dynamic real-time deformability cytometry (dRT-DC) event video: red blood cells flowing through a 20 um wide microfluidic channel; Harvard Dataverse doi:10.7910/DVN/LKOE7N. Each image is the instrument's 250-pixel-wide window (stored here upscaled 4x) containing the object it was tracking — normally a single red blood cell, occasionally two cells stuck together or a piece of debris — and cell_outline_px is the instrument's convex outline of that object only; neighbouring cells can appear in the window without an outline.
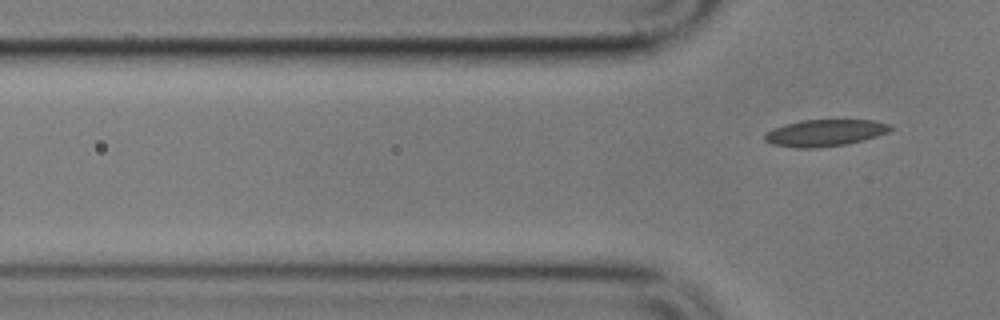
{"species": "common noctule bat (a hibernating species)", "species_latin": "Nyctalus noctula", "temperature_condition": "cold", "stored_images_in_passage": 6, "camera_frame_rate_fps": 3000, "um_per_image_px": 0.085, "animal": {"sex": "male", "body_mass_g": 17.9}, "frame": {"image": 1, "passage_image": 6, "time_ms": 6.667, "image_size_px": [1000, 320], "cell_outline_px": [[892, 128], [888, 132], [864, 140], [848, 144], [816, 148], [796, 148], [772, 144], [764, 140], [764, 136], [772, 128], [784, 124], [804, 120], [872, 120], [888, 124]], "centroid_in_image_um": [70.09, 11.3], "position_along_channel_um": 55.7, "area_um2": 19.54}}